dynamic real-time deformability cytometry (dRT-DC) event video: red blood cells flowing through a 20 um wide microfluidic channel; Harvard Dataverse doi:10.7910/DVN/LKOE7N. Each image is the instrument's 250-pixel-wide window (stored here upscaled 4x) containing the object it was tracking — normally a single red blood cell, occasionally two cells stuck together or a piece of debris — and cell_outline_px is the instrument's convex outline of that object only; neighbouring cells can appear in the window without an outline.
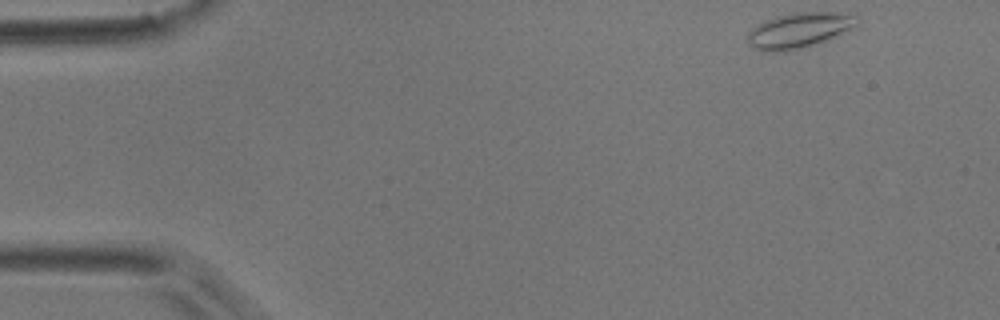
{"species": "common noctule bat (a hibernating species)", "species_latin": "Nyctalus noctula", "temperature_condition": "room temperature", "stored_images_in_passage": 11, "camera_frame_rate_fps": 3000, "um_per_image_px": 0.085, "animal": {"sex": "male", "body_mass_g": 17.9}, "frame": {"image": 1, "passage_image": 1, "time_ms": 0.0, "image_size_px": [1000, 320], "cell_outline_px": [[860, 24], [828, 40], [808, 48], [784, 52], [764, 52], [752, 48], [748, 44], [748, 36], [752, 28], [764, 20], [776, 16], [792, 12], [836, 12], [860, 16]], "centroid_in_image_um": [67.95, 2.59], "position_along_channel_um": 17.1, "area_um2": 23.18}}